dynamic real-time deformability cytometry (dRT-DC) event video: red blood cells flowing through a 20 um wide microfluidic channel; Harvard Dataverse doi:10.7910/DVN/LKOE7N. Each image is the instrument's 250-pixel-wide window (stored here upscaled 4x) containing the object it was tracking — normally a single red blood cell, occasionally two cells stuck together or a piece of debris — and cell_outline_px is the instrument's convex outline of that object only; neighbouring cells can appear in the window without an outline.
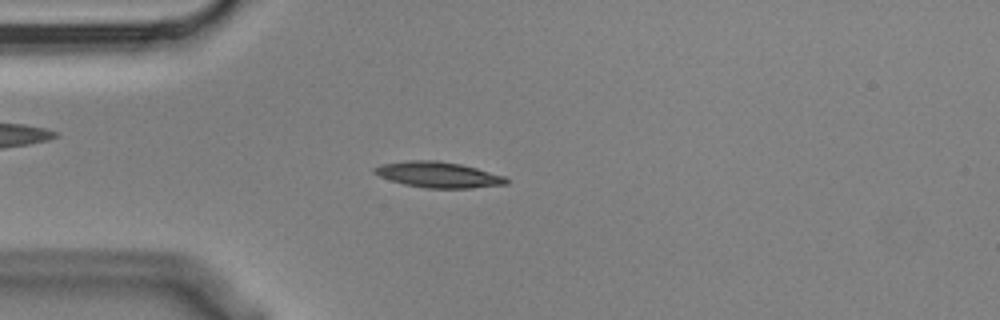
{"species": "Egyptian fruit bat (a non-hibernating species)", "species_latin": "Rousettus aegyptiacus", "temperature_condition": "cold", "stored_images_in_passage": 7, "camera_frame_rate_fps": 3000, "um_per_image_px": 0.085, "animal": {"sex": "male"}, "frame": {"image": 1, "passage_image": 3, "time_ms": 0.667, "image_size_px": [1000, 320], "cell_outline_px": [[508, 184], [472, 188], [424, 188], [404, 184], [380, 176], [372, 172], [372, 168], [380, 164], [408, 160], [436, 160], [460, 164], [476, 168], [504, 176], [508, 180]], "centroid_in_image_um": [37.23, 14.85], "position_along_channel_um": 47.8, "area_um2": 19.77}}
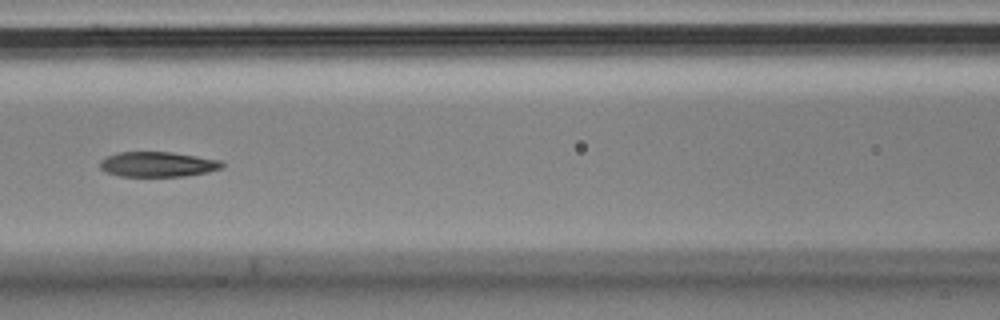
{"frame": {"image": 2, "passage_image": 6, "time_ms": 1.667, "image_size_px": [1000, 320], "cell_outline_px": [[224, 164], [220, 168], [208, 172], [184, 176], [120, 176], [108, 172], [100, 168], [100, 160], [116, 152], [172, 152], [220, 160]], "centroid_in_image_um": [13.39, 13.96], "position_along_channel_um": 153.2, "area_um2": 17.69}}
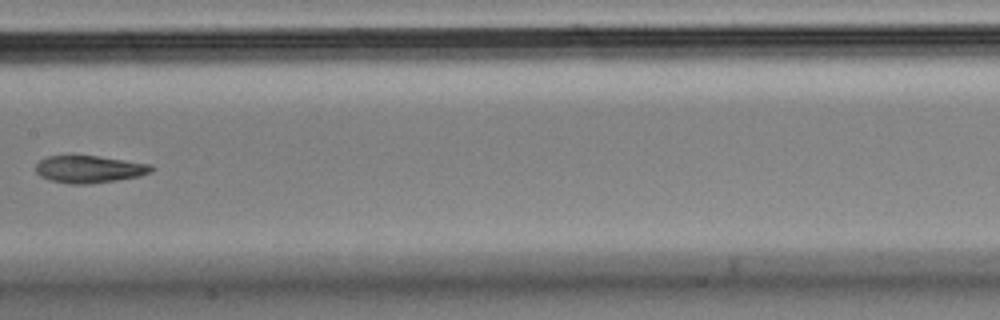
{"frame": {"image": 3, "passage_image": 7, "time_ms": 2.0, "image_size_px": [1000, 320], "cell_outline_px": [[156, 168], [152, 172], [140, 176], [92, 184], [68, 184], [48, 180], [40, 176], [36, 172], [36, 164], [40, 160], [48, 156], [96, 156], [152, 164]], "centroid_in_image_um": [7.61, 14.39], "position_along_channel_um": 199.8, "area_um2": 18.5}}